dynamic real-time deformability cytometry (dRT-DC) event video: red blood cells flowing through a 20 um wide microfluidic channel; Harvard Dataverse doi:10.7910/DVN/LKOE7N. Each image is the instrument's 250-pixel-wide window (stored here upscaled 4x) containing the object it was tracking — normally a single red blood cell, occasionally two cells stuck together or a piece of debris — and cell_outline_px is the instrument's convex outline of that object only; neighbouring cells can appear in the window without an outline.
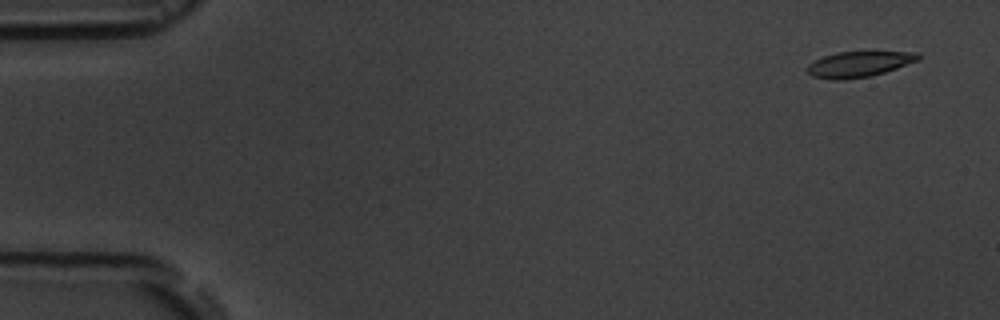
{"species": "common noctule bat (a hibernating species)", "species_latin": "Nyctalus noctula", "temperature_condition": "room temperature", "stored_images_in_passage": 5, "camera_frame_rate_fps": 3000, "um_per_image_px": 0.085, "animal": {"sex": "male", "body_mass_g": 19.5, "forearm_length_mm": 54.6}, "frame": {"image": 1, "passage_image": 1, "time_ms": 0.0, "image_size_px": [1000, 320], "cell_outline_px": [[920, 60], [872, 76], [844, 80], [832, 80], [812, 76], [804, 68], [808, 64], [824, 56], [836, 52], [920, 52]], "centroid_in_image_um": [73.0, 5.46], "position_along_channel_um": 12.0, "area_um2": 16.65}}
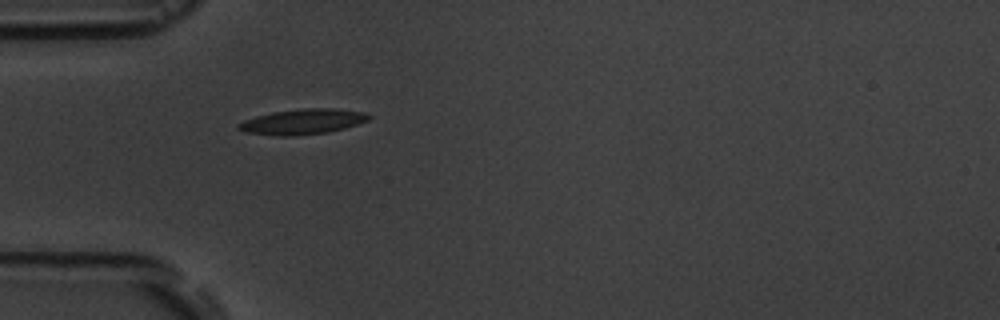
{"frame": {"image": 2, "passage_image": 5, "time_ms": 4.667, "image_size_px": [1000, 320], "cell_outline_px": [[372, 116], [368, 120], [344, 128], [328, 132], [292, 136], [280, 136], [244, 132], [236, 128], [236, 124], [244, 120], [256, 116], [272, 112], [304, 108], [332, 108], [364, 112]], "centroid_in_image_um": [25.69, 10.34], "position_along_channel_um": 59.3, "area_um2": 19.19}}